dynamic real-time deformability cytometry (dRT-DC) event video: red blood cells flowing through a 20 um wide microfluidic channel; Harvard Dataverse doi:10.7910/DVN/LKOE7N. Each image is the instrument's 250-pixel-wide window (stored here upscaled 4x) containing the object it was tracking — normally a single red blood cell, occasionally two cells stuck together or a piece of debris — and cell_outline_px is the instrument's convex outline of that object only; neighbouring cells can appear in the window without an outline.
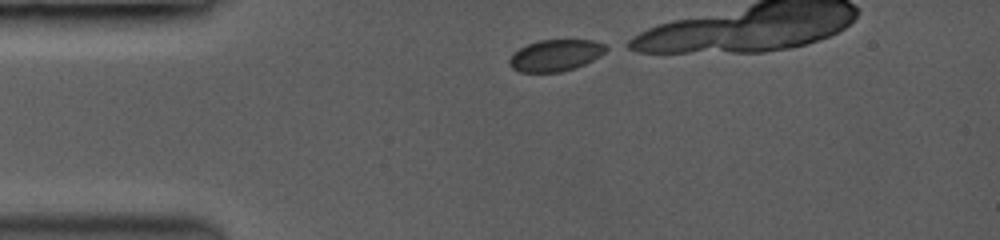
{"species": "common noctule bat (a hibernating species)", "species_latin": "Nyctalus noctula", "temperature_condition": "room temperature", "stored_images_in_passage": 10, "camera_frame_rate_fps": 3500, "um_per_image_px": 0.085, "animal": {"sex": "female", "body_mass_g": 19.0, "forearm_length_mm": 53.3}, "frame": {"image": 1, "passage_image": 1, "time_ms": 0.0, "image_size_px": [1000, 240], "cell_outline_px": [[612, 48], [592, 60], [584, 64], [560, 72], [520, 72], [512, 68], [508, 60], [520, 48], [528, 44], [540, 40], [592, 40], [604, 44]], "centroid_in_image_um": [47.25, 4.7], "position_along_channel_um": 37.7, "area_um2": 17.57}}
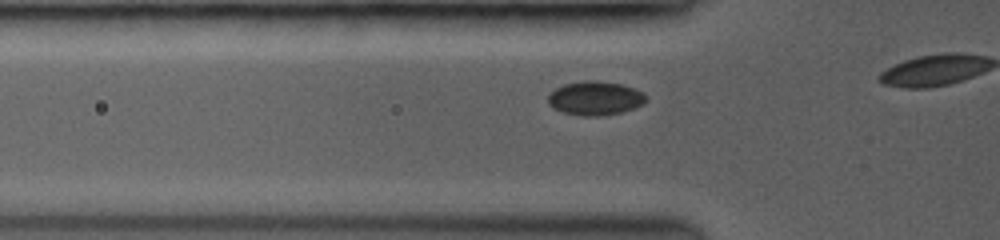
{"frame": {"image": 2, "passage_image": 7, "time_ms": 1.714, "image_size_px": [1000, 240], "cell_outline_px": [[644, 100], [640, 104], [632, 108], [620, 112], [596, 116], [584, 116], [564, 112], [548, 104], [548, 96], [556, 88], [564, 84], [584, 80], [596, 80], [620, 84], [632, 88], [640, 92], [644, 96]], "centroid_in_image_um": [50.52, 8.33], "position_along_channel_um": 75.3, "area_um2": 18.73}}